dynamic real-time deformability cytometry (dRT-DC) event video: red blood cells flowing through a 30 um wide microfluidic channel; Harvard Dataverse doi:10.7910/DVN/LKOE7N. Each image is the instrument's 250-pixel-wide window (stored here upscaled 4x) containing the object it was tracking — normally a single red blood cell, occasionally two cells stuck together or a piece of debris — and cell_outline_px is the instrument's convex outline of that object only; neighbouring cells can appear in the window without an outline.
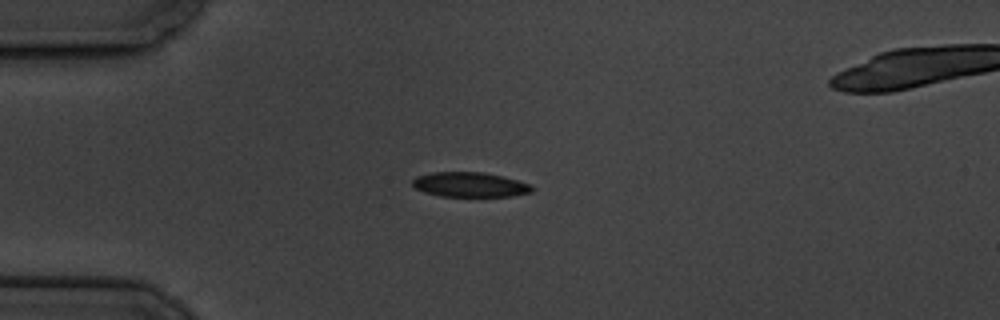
{"species": "common noctule bat (a hibernating species)", "species_latin": "Nyctalus noctula", "temperature_condition": "cold", "stored_images_in_passage": 4, "camera_frame_rate_fps": 3000, "um_per_image_px": 0.085, "animal": {"sex": "male", "body_mass_g": 19.5, "forearm_length_mm": 54.6}, "frame": {"image": 1, "passage_image": 1, "time_ms": 0.0, "image_size_px": [1000, 320], "cell_outline_px": [[536, 188], [532, 192], [512, 196], [440, 196], [424, 192], [416, 188], [412, 184], [412, 180], [416, 176], [432, 172], [484, 172], [504, 176], [532, 184]], "centroid_in_image_um": [39.99, 15.69], "position_along_channel_um": 45.0, "area_um2": 17.46}}
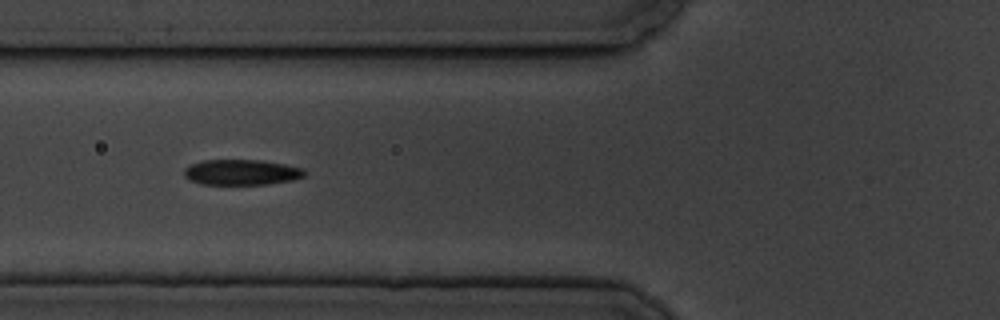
{"frame": {"image": 2, "passage_image": 3, "time_ms": 2.333, "image_size_px": [1000, 320], "cell_outline_px": [[304, 176], [292, 180], [268, 184], [200, 184], [188, 180], [184, 176], [184, 168], [188, 164], [204, 160], [260, 160], [284, 164], [304, 168]], "centroid_in_image_um": [20.47, 14.64], "position_along_channel_um": 105.3, "area_um2": 17.98}}
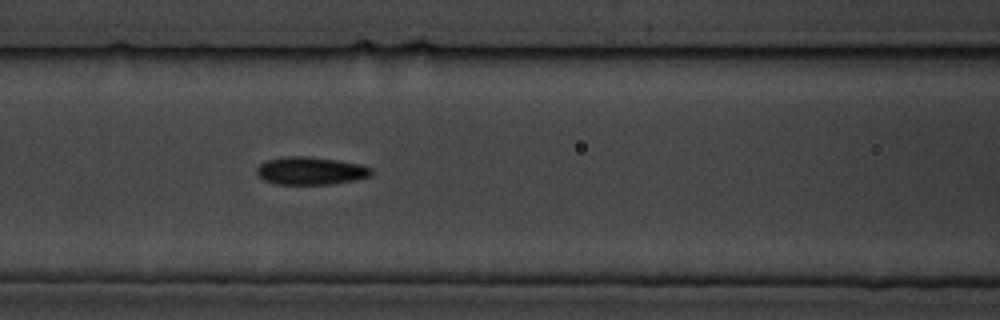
{"frame": {"image": 3, "passage_image": 4, "time_ms": 3.333, "image_size_px": [1000, 320], "cell_outline_px": [[372, 176], [356, 180], [332, 184], [276, 184], [264, 180], [256, 172], [256, 168], [264, 160], [288, 156], [304, 156], [340, 160], [360, 164], [372, 168]], "centroid_in_image_um": [26.42, 14.51], "position_along_channel_um": 140.2, "area_um2": 18.73}}